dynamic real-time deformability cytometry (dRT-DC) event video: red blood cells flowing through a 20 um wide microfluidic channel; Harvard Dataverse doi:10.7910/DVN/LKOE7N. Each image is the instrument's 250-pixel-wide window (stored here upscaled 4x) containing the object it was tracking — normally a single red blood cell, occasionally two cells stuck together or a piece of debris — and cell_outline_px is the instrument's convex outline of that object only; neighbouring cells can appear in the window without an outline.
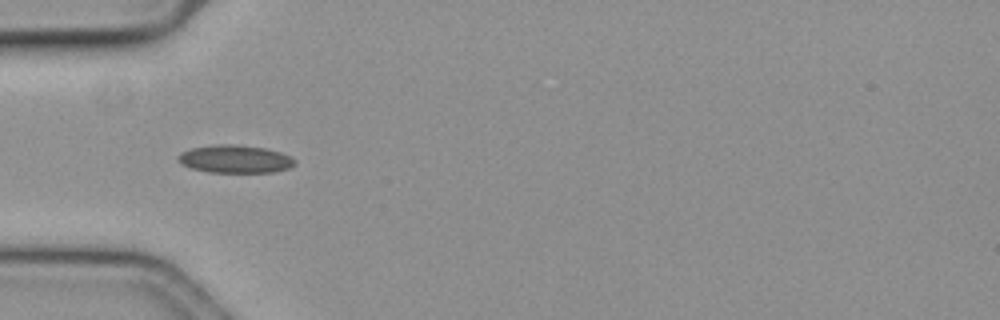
{"species": "common noctule bat (a hibernating species)", "species_latin": "Nyctalus noctula", "temperature_condition": "cold", "stored_images_in_passage": 43, "camera_frame_rate_fps": 3000, "um_per_image_px": 0.085, "animal": {"sex": "female", "body_mass_g": 19.3, "forearm_length_mm": 54.1}, "frame": {"image": 1, "passage_image": 4, "time_ms": 1.0, "image_size_px": [1000, 320], "cell_outline_px": [[296, 164], [288, 168], [272, 172], [208, 172], [192, 168], [180, 164], [176, 160], [176, 156], [180, 152], [192, 148], [216, 144], [236, 144], [264, 148], [280, 152], [296, 160]], "centroid_in_image_um": [19.93, 13.51], "position_along_channel_um": 65.1, "area_um2": 19.02}}
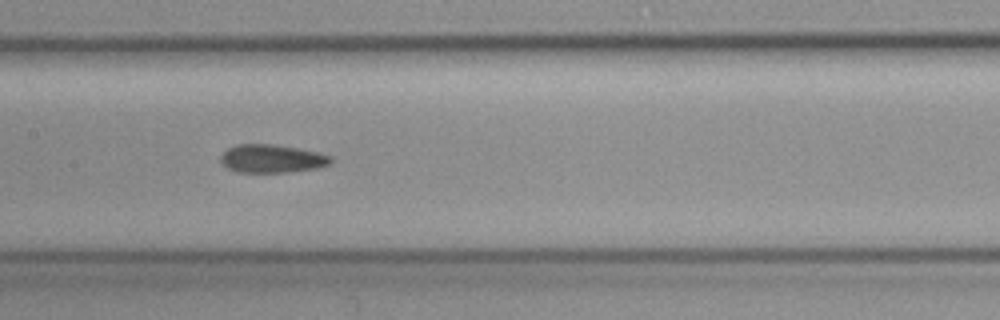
{"frame": {"image": 2, "passage_image": 14, "time_ms": 4.333, "image_size_px": [1000, 320], "cell_outline_px": [[332, 164], [316, 168], [288, 172], [236, 172], [220, 164], [220, 156], [228, 148], [236, 144], [272, 144], [320, 152], [332, 156]], "centroid_in_image_um": [23.11, 13.48], "position_along_channel_um": 184.3, "area_um2": 18.26}}
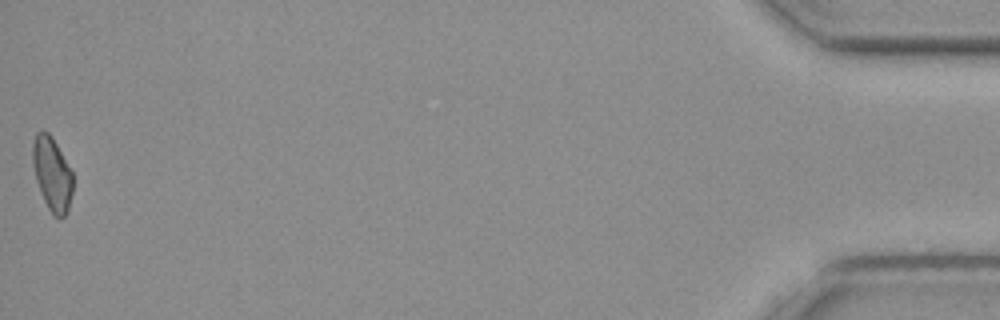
{"frame": {"image": 3, "passage_image": 43, "time_ms": 14.0, "image_size_px": [1000, 320], "cell_outline_px": [[72, 192], [68, 212], [60, 220], [52, 216], [44, 200], [36, 180], [32, 164], [32, 144], [36, 132], [48, 132], [52, 136], [72, 172]], "centroid_in_image_um": [4.42, 14.82], "position_along_channel_um": 430.8, "area_um2": 17.34}, "authors_computed_cell_mechanics": {"area_um2": 18.207, "velocity_mm_per_s": 3.6105, "shape_relaxation_time_tau1_ms": 6.6483, "shape_relaxation_time_tau2_ms": 5.3833, "deformation_change_tau1": 0.124, "deformation_change_tau2": 0.1278}}